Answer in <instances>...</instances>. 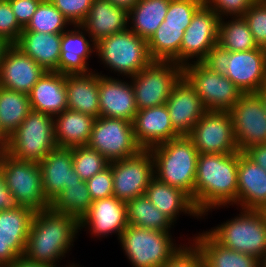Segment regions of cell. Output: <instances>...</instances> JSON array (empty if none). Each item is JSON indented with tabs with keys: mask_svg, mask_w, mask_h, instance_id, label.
Listing matches in <instances>:
<instances>
[{
	"mask_svg": "<svg viewBox=\"0 0 266 267\" xmlns=\"http://www.w3.org/2000/svg\"><path fill=\"white\" fill-rule=\"evenodd\" d=\"M229 112L239 151L266 144V110L257 93H243Z\"/></svg>",
	"mask_w": 266,
	"mask_h": 267,
	"instance_id": "cell-15",
	"label": "cell"
},
{
	"mask_svg": "<svg viewBox=\"0 0 266 267\" xmlns=\"http://www.w3.org/2000/svg\"><path fill=\"white\" fill-rule=\"evenodd\" d=\"M171 234L128 225L119 242L132 267H163L184 245L178 246Z\"/></svg>",
	"mask_w": 266,
	"mask_h": 267,
	"instance_id": "cell-5",
	"label": "cell"
},
{
	"mask_svg": "<svg viewBox=\"0 0 266 267\" xmlns=\"http://www.w3.org/2000/svg\"><path fill=\"white\" fill-rule=\"evenodd\" d=\"M126 204L128 225L158 231H170L174 226V222L161 213L146 195L136 197Z\"/></svg>",
	"mask_w": 266,
	"mask_h": 267,
	"instance_id": "cell-36",
	"label": "cell"
},
{
	"mask_svg": "<svg viewBox=\"0 0 266 267\" xmlns=\"http://www.w3.org/2000/svg\"><path fill=\"white\" fill-rule=\"evenodd\" d=\"M113 177V196L128 202L145 195L154 177V161L150 150L142 149L126 159L109 162Z\"/></svg>",
	"mask_w": 266,
	"mask_h": 267,
	"instance_id": "cell-13",
	"label": "cell"
},
{
	"mask_svg": "<svg viewBox=\"0 0 266 267\" xmlns=\"http://www.w3.org/2000/svg\"><path fill=\"white\" fill-rule=\"evenodd\" d=\"M132 123L135 139L144 150L181 136L173 128L166 105L138 110Z\"/></svg>",
	"mask_w": 266,
	"mask_h": 267,
	"instance_id": "cell-23",
	"label": "cell"
},
{
	"mask_svg": "<svg viewBox=\"0 0 266 267\" xmlns=\"http://www.w3.org/2000/svg\"><path fill=\"white\" fill-rule=\"evenodd\" d=\"M74 266L76 265L74 263H71L68 264V266L66 267H74ZM6 267H61V266L39 264L37 262L30 261L26 259L24 256H22L14 260L10 265Z\"/></svg>",
	"mask_w": 266,
	"mask_h": 267,
	"instance_id": "cell-52",
	"label": "cell"
},
{
	"mask_svg": "<svg viewBox=\"0 0 266 267\" xmlns=\"http://www.w3.org/2000/svg\"><path fill=\"white\" fill-rule=\"evenodd\" d=\"M17 207H19V205L10 190L6 187L4 176L0 171V211L13 210Z\"/></svg>",
	"mask_w": 266,
	"mask_h": 267,
	"instance_id": "cell-50",
	"label": "cell"
},
{
	"mask_svg": "<svg viewBox=\"0 0 266 267\" xmlns=\"http://www.w3.org/2000/svg\"><path fill=\"white\" fill-rule=\"evenodd\" d=\"M237 206L245 210L266 209V170L239 151Z\"/></svg>",
	"mask_w": 266,
	"mask_h": 267,
	"instance_id": "cell-25",
	"label": "cell"
},
{
	"mask_svg": "<svg viewBox=\"0 0 266 267\" xmlns=\"http://www.w3.org/2000/svg\"><path fill=\"white\" fill-rule=\"evenodd\" d=\"M154 177L182 189L194 203V183L199 152L187 136H179L150 149Z\"/></svg>",
	"mask_w": 266,
	"mask_h": 267,
	"instance_id": "cell-3",
	"label": "cell"
},
{
	"mask_svg": "<svg viewBox=\"0 0 266 267\" xmlns=\"http://www.w3.org/2000/svg\"><path fill=\"white\" fill-rule=\"evenodd\" d=\"M202 63L211 71L226 75L229 64V52L217 44L209 50Z\"/></svg>",
	"mask_w": 266,
	"mask_h": 267,
	"instance_id": "cell-48",
	"label": "cell"
},
{
	"mask_svg": "<svg viewBox=\"0 0 266 267\" xmlns=\"http://www.w3.org/2000/svg\"><path fill=\"white\" fill-rule=\"evenodd\" d=\"M145 195L161 213L168 216L174 223L182 212L197 219L202 218L187 193L155 177L150 181Z\"/></svg>",
	"mask_w": 266,
	"mask_h": 267,
	"instance_id": "cell-29",
	"label": "cell"
},
{
	"mask_svg": "<svg viewBox=\"0 0 266 267\" xmlns=\"http://www.w3.org/2000/svg\"><path fill=\"white\" fill-rule=\"evenodd\" d=\"M31 109L56 116L68 109L65 75L46 71L28 93Z\"/></svg>",
	"mask_w": 266,
	"mask_h": 267,
	"instance_id": "cell-27",
	"label": "cell"
},
{
	"mask_svg": "<svg viewBox=\"0 0 266 267\" xmlns=\"http://www.w3.org/2000/svg\"><path fill=\"white\" fill-rule=\"evenodd\" d=\"M225 76L243 93H256L266 83V49L229 52Z\"/></svg>",
	"mask_w": 266,
	"mask_h": 267,
	"instance_id": "cell-19",
	"label": "cell"
},
{
	"mask_svg": "<svg viewBox=\"0 0 266 267\" xmlns=\"http://www.w3.org/2000/svg\"><path fill=\"white\" fill-rule=\"evenodd\" d=\"M8 137L0 129V150L5 152L7 147Z\"/></svg>",
	"mask_w": 266,
	"mask_h": 267,
	"instance_id": "cell-56",
	"label": "cell"
},
{
	"mask_svg": "<svg viewBox=\"0 0 266 267\" xmlns=\"http://www.w3.org/2000/svg\"><path fill=\"white\" fill-rule=\"evenodd\" d=\"M72 25H80L89 13L93 0H50Z\"/></svg>",
	"mask_w": 266,
	"mask_h": 267,
	"instance_id": "cell-44",
	"label": "cell"
},
{
	"mask_svg": "<svg viewBox=\"0 0 266 267\" xmlns=\"http://www.w3.org/2000/svg\"><path fill=\"white\" fill-rule=\"evenodd\" d=\"M10 45L11 44H9L4 38L0 37V63H1L2 57L4 56L6 49Z\"/></svg>",
	"mask_w": 266,
	"mask_h": 267,
	"instance_id": "cell-54",
	"label": "cell"
},
{
	"mask_svg": "<svg viewBox=\"0 0 266 267\" xmlns=\"http://www.w3.org/2000/svg\"><path fill=\"white\" fill-rule=\"evenodd\" d=\"M96 56L104 67L130 79L153 60L148 51V43L129 28L100 39L96 43Z\"/></svg>",
	"mask_w": 266,
	"mask_h": 267,
	"instance_id": "cell-6",
	"label": "cell"
},
{
	"mask_svg": "<svg viewBox=\"0 0 266 267\" xmlns=\"http://www.w3.org/2000/svg\"><path fill=\"white\" fill-rule=\"evenodd\" d=\"M71 149L74 171L83 181L89 180L109 166V161L102 154L87 145Z\"/></svg>",
	"mask_w": 266,
	"mask_h": 267,
	"instance_id": "cell-40",
	"label": "cell"
},
{
	"mask_svg": "<svg viewBox=\"0 0 266 267\" xmlns=\"http://www.w3.org/2000/svg\"><path fill=\"white\" fill-rule=\"evenodd\" d=\"M256 0H204V4L213 9L220 18L243 16Z\"/></svg>",
	"mask_w": 266,
	"mask_h": 267,
	"instance_id": "cell-46",
	"label": "cell"
},
{
	"mask_svg": "<svg viewBox=\"0 0 266 267\" xmlns=\"http://www.w3.org/2000/svg\"><path fill=\"white\" fill-rule=\"evenodd\" d=\"M100 116L133 122L137 113L133 85L117 77L99 73Z\"/></svg>",
	"mask_w": 266,
	"mask_h": 267,
	"instance_id": "cell-20",
	"label": "cell"
},
{
	"mask_svg": "<svg viewBox=\"0 0 266 267\" xmlns=\"http://www.w3.org/2000/svg\"><path fill=\"white\" fill-rule=\"evenodd\" d=\"M220 18L218 45L228 52L249 51L258 48L243 16Z\"/></svg>",
	"mask_w": 266,
	"mask_h": 267,
	"instance_id": "cell-37",
	"label": "cell"
},
{
	"mask_svg": "<svg viewBox=\"0 0 266 267\" xmlns=\"http://www.w3.org/2000/svg\"><path fill=\"white\" fill-rule=\"evenodd\" d=\"M56 147L53 116L31 110L8 137L5 153L16 160L40 163Z\"/></svg>",
	"mask_w": 266,
	"mask_h": 267,
	"instance_id": "cell-7",
	"label": "cell"
},
{
	"mask_svg": "<svg viewBox=\"0 0 266 267\" xmlns=\"http://www.w3.org/2000/svg\"><path fill=\"white\" fill-rule=\"evenodd\" d=\"M219 22V15L206 4H203L195 12L182 38L180 47L181 67L202 62L209 50L217 45Z\"/></svg>",
	"mask_w": 266,
	"mask_h": 267,
	"instance_id": "cell-14",
	"label": "cell"
},
{
	"mask_svg": "<svg viewBox=\"0 0 266 267\" xmlns=\"http://www.w3.org/2000/svg\"><path fill=\"white\" fill-rule=\"evenodd\" d=\"M45 72L36 61L12 44L0 63V87L28 94Z\"/></svg>",
	"mask_w": 266,
	"mask_h": 267,
	"instance_id": "cell-18",
	"label": "cell"
},
{
	"mask_svg": "<svg viewBox=\"0 0 266 267\" xmlns=\"http://www.w3.org/2000/svg\"><path fill=\"white\" fill-rule=\"evenodd\" d=\"M72 24L50 0H42L23 31L63 33Z\"/></svg>",
	"mask_w": 266,
	"mask_h": 267,
	"instance_id": "cell-39",
	"label": "cell"
},
{
	"mask_svg": "<svg viewBox=\"0 0 266 267\" xmlns=\"http://www.w3.org/2000/svg\"><path fill=\"white\" fill-rule=\"evenodd\" d=\"M87 31L81 25H73L71 30L64 31L61 38V54L57 72L64 75L88 74V60L96 52V43L87 39ZM92 42V43H91Z\"/></svg>",
	"mask_w": 266,
	"mask_h": 267,
	"instance_id": "cell-24",
	"label": "cell"
},
{
	"mask_svg": "<svg viewBox=\"0 0 266 267\" xmlns=\"http://www.w3.org/2000/svg\"><path fill=\"white\" fill-rule=\"evenodd\" d=\"M45 198L51 204L68 185L80 183L74 171L72 149L56 147L39 163Z\"/></svg>",
	"mask_w": 266,
	"mask_h": 267,
	"instance_id": "cell-22",
	"label": "cell"
},
{
	"mask_svg": "<svg viewBox=\"0 0 266 267\" xmlns=\"http://www.w3.org/2000/svg\"><path fill=\"white\" fill-rule=\"evenodd\" d=\"M187 136L199 154H231L239 151L229 111L207 110Z\"/></svg>",
	"mask_w": 266,
	"mask_h": 267,
	"instance_id": "cell-12",
	"label": "cell"
},
{
	"mask_svg": "<svg viewBox=\"0 0 266 267\" xmlns=\"http://www.w3.org/2000/svg\"><path fill=\"white\" fill-rule=\"evenodd\" d=\"M68 109L98 118L99 72L65 75Z\"/></svg>",
	"mask_w": 266,
	"mask_h": 267,
	"instance_id": "cell-28",
	"label": "cell"
},
{
	"mask_svg": "<svg viewBox=\"0 0 266 267\" xmlns=\"http://www.w3.org/2000/svg\"><path fill=\"white\" fill-rule=\"evenodd\" d=\"M86 181L68 185L50 204L57 212L75 217L78 221L86 214L92 204Z\"/></svg>",
	"mask_w": 266,
	"mask_h": 267,
	"instance_id": "cell-38",
	"label": "cell"
},
{
	"mask_svg": "<svg viewBox=\"0 0 266 267\" xmlns=\"http://www.w3.org/2000/svg\"><path fill=\"white\" fill-rule=\"evenodd\" d=\"M34 213L22 206L0 211V266L24 255Z\"/></svg>",
	"mask_w": 266,
	"mask_h": 267,
	"instance_id": "cell-16",
	"label": "cell"
},
{
	"mask_svg": "<svg viewBox=\"0 0 266 267\" xmlns=\"http://www.w3.org/2000/svg\"><path fill=\"white\" fill-rule=\"evenodd\" d=\"M188 241L163 267H205L201 253Z\"/></svg>",
	"mask_w": 266,
	"mask_h": 267,
	"instance_id": "cell-47",
	"label": "cell"
},
{
	"mask_svg": "<svg viewBox=\"0 0 266 267\" xmlns=\"http://www.w3.org/2000/svg\"><path fill=\"white\" fill-rule=\"evenodd\" d=\"M27 93L0 87V129L9 137L31 111Z\"/></svg>",
	"mask_w": 266,
	"mask_h": 267,
	"instance_id": "cell-35",
	"label": "cell"
},
{
	"mask_svg": "<svg viewBox=\"0 0 266 267\" xmlns=\"http://www.w3.org/2000/svg\"><path fill=\"white\" fill-rule=\"evenodd\" d=\"M86 183L92 201L113 196V177L110 166L94 175Z\"/></svg>",
	"mask_w": 266,
	"mask_h": 267,
	"instance_id": "cell-45",
	"label": "cell"
},
{
	"mask_svg": "<svg viewBox=\"0 0 266 267\" xmlns=\"http://www.w3.org/2000/svg\"><path fill=\"white\" fill-rule=\"evenodd\" d=\"M0 171L6 187L19 206L34 212L50 208L42 187V172L39 163L20 161L3 152L0 156Z\"/></svg>",
	"mask_w": 266,
	"mask_h": 267,
	"instance_id": "cell-8",
	"label": "cell"
},
{
	"mask_svg": "<svg viewBox=\"0 0 266 267\" xmlns=\"http://www.w3.org/2000/svg\"><path fill=\"white\" fill-rule=\"evenodd\" d=\"M113 5L122 7L129 11L133 6H135L139 0H109Z\"/></svg>",
	"mask_w": 266,
	"mask_h": 267,
	"instance_id": "cell-53",
	"label": "cell"
},
{
	"mask_svg": "<svg viewBox=\"0 0 266 267\" xmlns=\"http://www.w3.org/2000/svg\"><path fill=\"white\" fill-rule=\"evenodd\" d=\"M62 33L22 31L14 44L36 61L45 71L57 72L61 54Z\"/></svg>",
	"mask_w": 266,
	"mask_h": 267,
	"instance_id": "cell-30",
	"label": "cell"
},
{
	"mask_svg": "<svg viewBox=\"0 0 266 267\" xmlns=\"http://www.w3.org/2000/svg\"><path fill=\"white\" fill-rule=\"evenodd\" d=\"M95 118L70 109L53 117L57 147L73 148L87 145Z\"/></svg>",
	"mask_w": 266,
	"mask_h": 267,
	"instance_id": "cell-31",
	"label": "cell"
},
{
	"mask_svg": "<svg viewBox=\"0 0 266 267\" xmlns=\"http://www.w3.org/2000/svg\"><path fill=\"white\" fill-rule=\"evenodd\" d=\"M127 226V204L115 196L93 201L79 221V231L87 228L92 238L93 235L105 238L114 233L119 239Z\"/></svg>",
	"mask_w": 266,
	"mask_h": 267,
	"instance_id": "cell-17",
	"label": "cell"
},
{
	"mask_svg": "<svg viewBox=\"0 0 266 267\" xmlns=\"http://www.w3.org/2000/svg\"><path fill=\"white\" fill-rule=\"evenodd\" d=\"M128 11L109 0H93L89 13L80 24L87 37L97 43L100 39L128 28Z\"/></svg>",
	"mask_w": 266,
	"mask_h": 267,
	"instance_id": "cell-26",
	"label": "cell"
},
{
	"mask_svg": "<svg viewBox=\"0 0 266 267\" xmlns=\"http://www.w3.org/2000/svg\"><path fill=\"white\" fill-rule=\"evenodd\" d=\"M239 209L236 217L206 232L218 244L261 260L266 253V214L260 210Z\"/></svg>",
	"mask_w": 266,
	"mask_h": 267,
	"instance_id": "cell-4",
	"label": "cell"
},
{
	"mask_svg": "<svg viewBox=\"0 0 266 267\" xmlns=\"http://www.w3.org/2000/svg\"><path fill=\"white\" fill-rule=\"evenodd\" d=\"M169 3L170 0H139L128 11V28L148 41L164 21Z\"/></svg>",
	"mask_w": 266,
	"mask_h": 267,
	"instance_id": "cell-33",
	"label": "cell"
},
{
	"mask_svg": "<svg viewBox=\"0 0 266 267\" xmlns=\"http://www.w3.org/2000/svg\"><path fill=\"white\" fill-rule=\"evenodd\" d=\"M87 146L109 162L126 159L142 150L135 139L132 122L103 116L95 118Z\"/></svg>",
	"mask_w": 266,
	"mask_h": 267,
	"instance_id": "cell-11",
	"label": "cell"
},
{
	"mask_svg": "<svg viewBox=\"0 0 266 267\" xmlns=\"http://www.w3.org/2000/svg\"><path fill=\"white\" fill-rule=\"evenodd\" d=\"M194 236L192 243L201 253L205 267H260L256 257L218 244L204 230Z\"/></svg>",
	"mask_w": 266,
	"mask_h": 267,
	"instance_id": "cell-32",
	"label": "cell"
},
{
	"mask_svg": "<svg viewBox=\"0 0 266 267\" xmlns=\"http://www.w3.org/2000/svg\"><path fill=\"white\" fill-rule=\"evenodd\" d=\"M184 26L164 25L160 27L147 41L148 51L153 61H174L180 66V47Z\"/></svg>",
	"mask_w": 266,
	"mask_h": 267,
	"instance_id": "cell-34",
	"label": "cell"
},
{
	"mask_svg": "<svg viewBox=\"0 0 266 267\" xmlns=\"http://www.w3.org/2000/svg\"><path fill=\"white\" fill-rule=\"evenodd\" d=\"M257 47L266 49V0H256L243 15Z\"/></svg>",
	"mask_w": 266,
	"mask_h": 267,
	"instance_id": "cell-42",
	"label": "cell"
},
{
	"mask_svg": "<svg viewBox=\"0 0 266 267\" xmlns=\"http://www.w3.org/2000/svg\"><path fill=\"white\" fill-rule=\"evenodd\" d=\"M183 77L207 110L229 111L243 94L227 76L211 71L202 62L184 66Z\"/></svg>",
	"mask_w": 266,
	"mask_h": 267,
	"instance_id": "cell-10",
	"label": "cell"
},
{
	"mask_svg": "<svg viewBox=\"0 0 266 267\" xmlns=\"http://www.w3.org/2000/svg\"><path fill=\"white\" fill-rule=\"evenodd\" d=\"M204 4V0H170L164 25H190L195 12Z\"/></svg>",
	"mask_w": 266,
	"mask_h": 267,
	"instance_id": "cell-41",
	"label": "cell"
},
{
	"mask_svg": "<svg viewBox=\"0 0 266 267\" xmlns=\"http://www.w3.org/2000/svg\"><path fill=\"white\" fill-rule=\"evenodd\" d=\"M79 233V221L51 207L34 213L24 257L44 265H55L66 257ZM60 259V260H59Z\"/></svg>",
	"mask_w": 266,
	"mask_h": 267,
	"instance_id": "cell-2",
	"label": "cell"
},
{
	"mask_svg": "<svg viewBox=\"0 0 266 267\" xmlns=\"http://www.w3.org/2000/svg\"><path fill=\"white\" fill-rule=\"evenodd\" d=\"M165 105L173 128L181 136L188 135L207 111L195 89L184 77L173 87Z\"/></svg>",
	"mask_w": 266,
	"mask_h": 267,
	"instance_id": "cell-21",
	"label": "cell"
},
{
	"mask_svg": "<svg viewBox=\"0 0 266 267\" xmlns=\"http://www.w3.org/2000/svg\"><path fill=\"white\" fill-rule=\"evenodd\" d=\"M260 267H266V253L260 260Z\"/></svg>",
	"mask_w": 266,
	"mask_h": 267,
	"instance_id": "cell-57",
	"label": "cell"
},
{
	"mask_svg": "<svg viewBox=\"0 0 266 267\" xmlns=\"http://www.w3.org/2000/svg\"><path fill=\"white\" fill-rule=\"evenodd\" d=\"M42 0H9L19 25L24 29Z\"/></svg>",
	"mask_w": 266,
	"mask_h": 267,
	"instance_id": "cell-49",
	"label": "cell"
},
{
	"mask_svg": "<svg viewBox=\"0 0 266 267\" xmlns=\"http://www.w3.org/2000/svg\"><path fill=\"white\" fill-rule=\"evenodd\" d=\"M183 77V67L174 61H152L131 76L137 110L165 105L173 87Z\"/></svg>",
	"mask_w": 266,
	"mask_h": 267,
	"instance_id": "cell-9",
	"label": "cell"
},
{
	"mask_svg": "<svg viewBox=\"0 0 266 267\" xmlns=\"http://www.w3.org/2000/svg\"><path fill=\"white\" fill-rule=\"evenodd\" d=\"M238 160L239 151L231 154H199L193 204L202 218L212 209L237 204Z\"/></svg>",
	"mask_w": 266,
	"mask_h": 267,
	"instance_id": "cell-1",
	"label": "cell"
},
{
	"mask_svg": "<svg viewBox=\"0 0 266 267\" xmlns=\"http://www.w3.org/2000/svg\"><path fill=\"white\" fill-rule=\"evenodd\" d=\"M256 93L261 98L266 110V83L263 86H261Z\"/></svg>",
	"mask_w": 266,
	"mask_h": 267,
	"instance_id": "cell-55",
	"label": "cell"
},
{
	"mask_svg": "<svg viewBox=\"0 0 266 267\" xmlns=\"http://www.w3.org/2000/svg\"><path fill=\"white\" fill-rule=\"evenodd\" d=\"M243 153L254 163L266 170V144L248 147Z\"/></svg>",
	"mask_w": 266,
	"mask_h": 267,
	"instance_id": "cell-51",
	"label": "cell"
},
{
	"mask_svg": "<svg viewBox=\"0 0 266 267\" xmlns=\"http://www.w3.org/2000/svg\"><path fill=\"white\" fill-rule=\"evenodd\" d=\"M23 28L16 20L15 14L11 9L9 0L0 1V37L4 38L9 44H15L22 33Z\"/></svg>",
	"mask_w": 266,
	"mask_h": 267,
	"instance_id": "cell-43",
	"label": "cell"
}]
</instances>
